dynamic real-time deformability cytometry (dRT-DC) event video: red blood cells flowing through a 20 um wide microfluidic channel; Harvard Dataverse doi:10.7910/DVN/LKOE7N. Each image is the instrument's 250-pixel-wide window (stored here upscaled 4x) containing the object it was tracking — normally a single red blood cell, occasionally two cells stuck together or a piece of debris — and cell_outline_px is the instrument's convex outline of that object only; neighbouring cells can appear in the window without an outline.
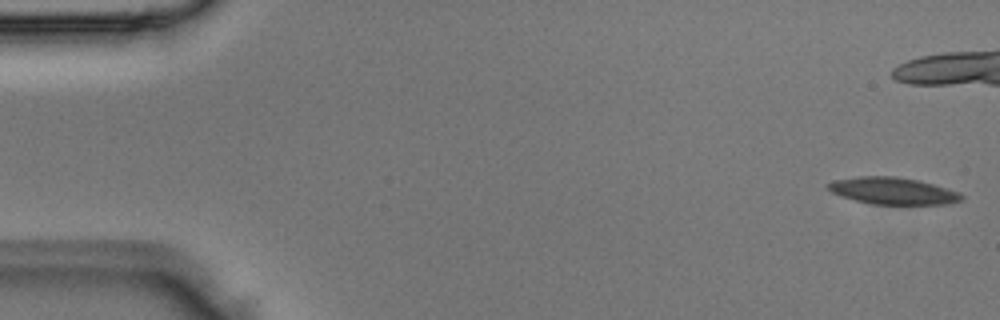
{"species": "Egyptian fruit bat (a non-hibernating species)", "species_latin": "Rousettus aegyptiacus", "temperature_condition": "room temperature", "stored_images_in_passage": 3, "camera_frame_rate_fps": 3000, "um_per_image_px": 0.085, "animal": {"sex": "male"}, "frame": {"image": 1, "passage_image": 3, "time_ms": 0.667, "image_size_px": [1000, 320], "cell_outline_px": [[964, 200], [948, 204], [872, 204], [840, 196], [832, 192], [824, 184], [836, 180], [860, 176], [896, 176], [916, 180], [932, 184], [960, 192], [964, 196]], "centroid_in_image_um": [75.91, 16.23], "position_along_channel_um": 9.1, "area_um2": 20.87}}